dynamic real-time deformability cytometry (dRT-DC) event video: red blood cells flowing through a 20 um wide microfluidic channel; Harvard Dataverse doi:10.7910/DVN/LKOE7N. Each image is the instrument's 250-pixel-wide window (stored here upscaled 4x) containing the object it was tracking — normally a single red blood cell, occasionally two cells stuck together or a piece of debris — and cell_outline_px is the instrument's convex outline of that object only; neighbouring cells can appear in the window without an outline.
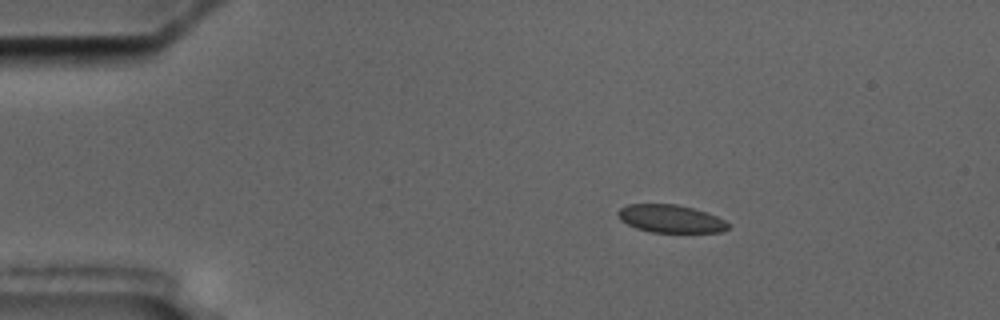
{"species": "common noctule bat (a hibernating species)", "species_latin": "Nyctalus noctula", "temperature_condition": "cold", "stored_images_in_passage": 5, "camera_frame_rate_fps": 3000, "um_per_image_px": 0.085, "animal": {"sex": "male", "body_mass_g": 17.5, "forearm_length_mm": 52.3}, "frame": {"image": 1, "passage_image": 3, "time_ms": 2.333, "image_size_px": [1000, 320], "cell_outline_px": [[728, 228], [720, 232], [652, 232], [636, 228], [620, 220], [616, 212], [620, 208], [628, 204], [676, 204], [692, 208], [716, 216], [724, 220], [728, 224]], "centroid_in_image_um": [56.95, 18.59], "position_along_channel_um": 28.0, "area_um2": 17.69}}